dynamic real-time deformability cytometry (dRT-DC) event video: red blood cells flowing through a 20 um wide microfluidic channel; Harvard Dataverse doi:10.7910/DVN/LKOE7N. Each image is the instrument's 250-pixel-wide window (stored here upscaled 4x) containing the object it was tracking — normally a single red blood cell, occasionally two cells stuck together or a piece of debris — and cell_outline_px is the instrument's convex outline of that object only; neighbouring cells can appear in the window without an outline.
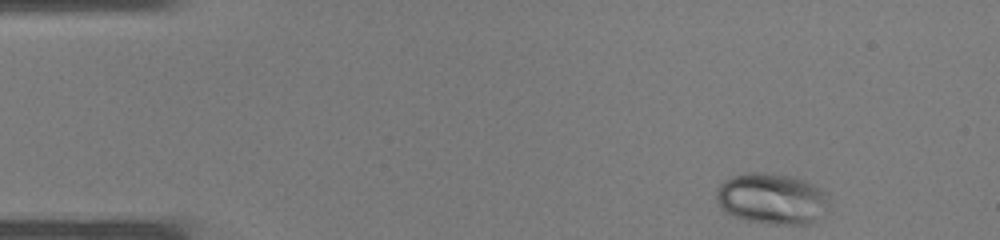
{"species": "common noctule bat (a hibernating species)", "species_latin": "Nyctalus noctula", "temperature_condition": "warm", "stored_images_in_passage": 34, "camera_frame_rate_fps": 3000, "um_per_image_px": 0.085, "animal": {"sex": "male", "body_mass_g": 19.0, "forearm_length_mm": 50.8}, "frame": {"image": 1, "passage_image": 1, "time_ms": 0.0, "image_size_px": [1000, 240], "cell_outline_px": [[828, 212], [824, 216], [808, 224], [768, 224], [748, 220], [732, 216], [724, 212], [720, 208], [716, 200], [716, 192], [720, 184], [728, 176], [748, 172], [756, 172], [792, 176], [804, 180], [824, 192]], "centroid_in_image_um": [65.55, 16.9], "position_along_channel_um": 19.4, "area_um2": 33.64}}
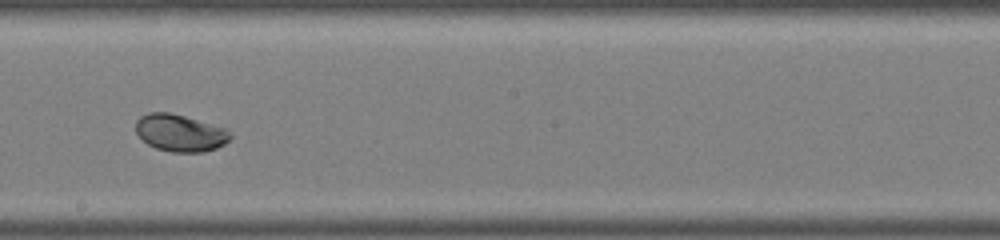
{"frame": {"image": 2, "passage_image": 18, "time_ms": 5.667, "image_size_px": [1000, 240], "cell_outline_px": [[232, 136], [224, 144], [216, 148], [204, 152], [172, 152], [156, 148], [148, 144], [136, 132], [136, 120], [140, 116], [148, 112], [168, 112], [184, 116], [228, 128]], "centroid_in_image_um": [15.32, 11.29], "position_along_channel_um": 232.9, "area_um2": 20.46}}
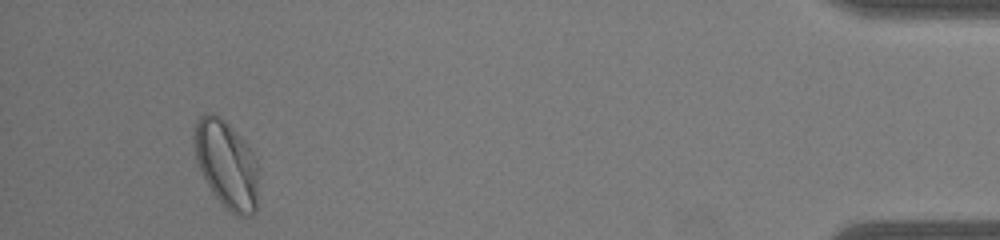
{"frame": {"image": 3, "passage_image": 32, "time_ms": 10.333, "image_size_px": [1000, 240], "cell_outline_px": [[256, 212], [252, 216], [240, 216], [232, 212], [212, 192], [196, 160], [196, 120], [204, 112], [212, 112], [220, 116], [232, 128], [252, 152], [256, 160]], "centroid_in_image_um": [19.26, 13.95], "position_along_channel_um": 415.9, "area_um2": 31.73}}